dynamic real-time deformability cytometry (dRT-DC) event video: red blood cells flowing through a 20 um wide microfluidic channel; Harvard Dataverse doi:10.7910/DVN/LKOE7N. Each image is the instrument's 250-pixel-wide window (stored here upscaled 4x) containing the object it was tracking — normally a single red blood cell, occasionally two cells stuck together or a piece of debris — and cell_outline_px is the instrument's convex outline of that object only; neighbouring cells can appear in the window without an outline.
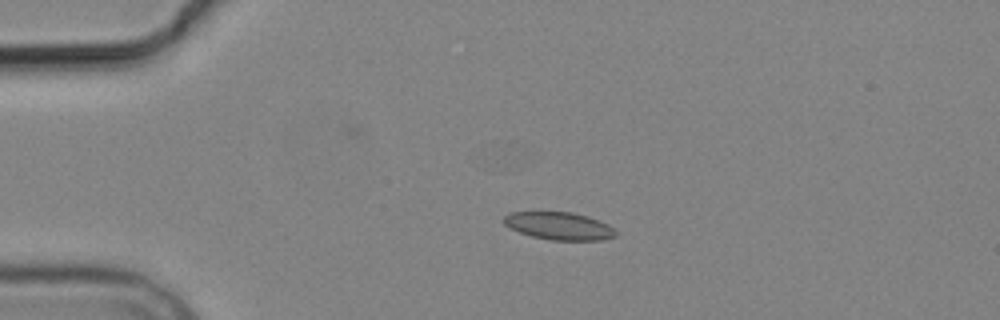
{"species": "common noctule bat (a hibernating species)", "species_latin": "Nyctalus noctula", "temperature_condition": "cold", "stored_images_in_passage": 5, "camera_frame_rate_fps": 3000, "um_per_image_px": 0.085, "animal": {"sex": "male", "body_mass_g": 19.2, "forearm_length_mm": 51.8}, "frame": {"image": 1, "passage_image": 4, "time_ms": 4.0, "image_size_px": [1000, 320], "cell_outline_px": [[616, 236], [600, 240], [552, 240], [532, 236], [520, 232], [504, 224], [500, 220], [504, 216], [512, 212], [572, 212], [588, 216], [608, 224], [616, 232]], "centroid_in_image_um": [47.51, 19.2], "position_along_channel_um": 37.5, "area_um2": 17.92}}